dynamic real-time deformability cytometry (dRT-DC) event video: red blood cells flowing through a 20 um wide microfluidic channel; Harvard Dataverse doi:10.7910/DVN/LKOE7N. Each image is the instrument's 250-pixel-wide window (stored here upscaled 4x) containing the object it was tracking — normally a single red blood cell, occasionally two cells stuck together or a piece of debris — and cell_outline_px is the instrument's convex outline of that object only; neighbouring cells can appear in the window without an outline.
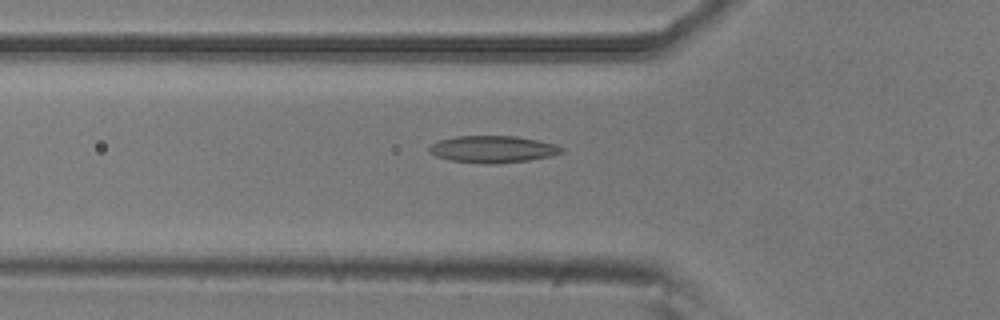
{"species": "common noctule bat (a hibernating species)", "species_latin": "Nyctalus noctula", "temperature_condition": "room temperature", "stored_images_in_passage": 48, "camera_frame_rate_fps": 3000, "um_per_image_px": 0.085, "animal": {"sex": "male", "body_mass_g": 20.5, "forearm_length_mm": 52.5}, "frame": {"image": 1, "passage_image": 17, "time_ms": 5.333, "image_size_px": [1000, 320], "cell_outline_px": [[564, 152], [548, 156], [528, 160], [492, 164], [488, 164], [452, 160], [436, 156], [428, 152], [428, 148], [432, 144], [440, 140], [456, 136], [516, 136], [540, 140], [556, 144], [564, 148]], "centroid_in_image_um": [41.91, 12.67], "position_along_channel_um": 83.9, "area_um2": 20.69}}
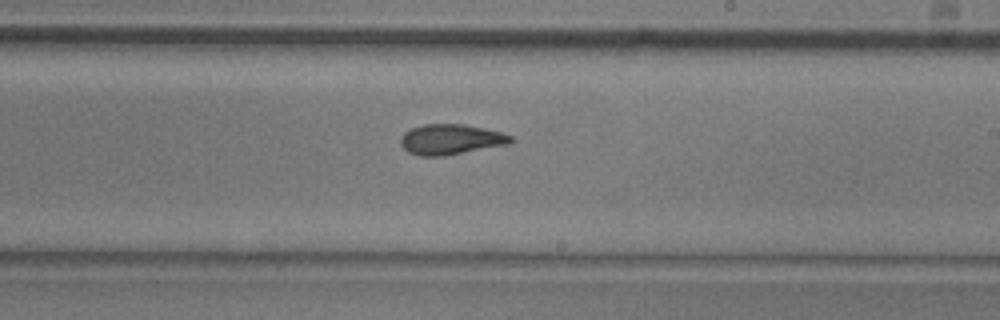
{"frame": {"image": 2, "passage_image": 30, "time_ms": 9.667, "image_size_px": [1000, 320], "cell_outline_px": [[516, 140], [512, 144], [444, 156], [420, 156], [408, 152], [400, 144], [400, 140], [404, 132], [412, 128], [424, 124], [464, 124], [484, 128], [500, 132], [512, 136]], "centroid_in_image_um": [38.36, 11.86], "position_along_channel_um": 250.6, "area_um2": 19.71}}
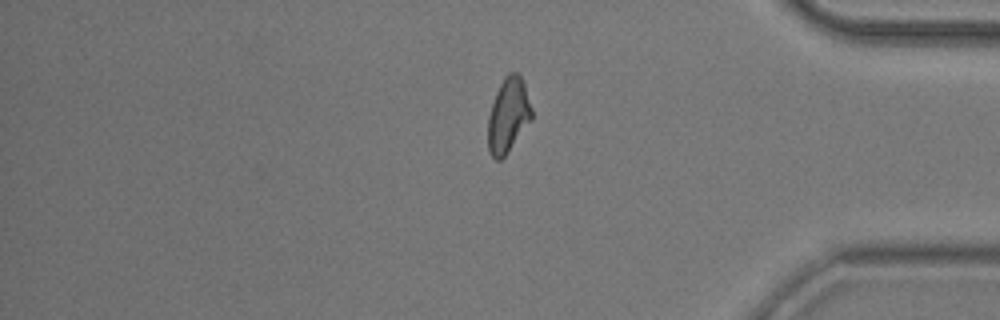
{"frame": {"image": 3, "passage_image": 43, "time_ms": 14.0, "image_size_px": [1000, 320], "cell_outline_px": [[532, 120], [508, 152], [500, 160], [496, 160], [492, 156], [488, 148], [488, 116], [496, 92], [504, 76], [508, 72], [516, 72], [520, 76], [524, 84], [532, 108]], "centroid_in_image_um": [43.2, 9.8], "position_along_channel_um": 392.0, "area_um2": 19.02}, "authors_computed_cell_mechanics": {"area_um2": 19.652, "velocity_mm_per_s": 3.8293, "shape_relaxation_time_tau1_ms": null, "shape_relaxation_time_tau2_ms": 2.799, "deformation_change_tau1": null, "deformation_change_tau2": 0.1055}}